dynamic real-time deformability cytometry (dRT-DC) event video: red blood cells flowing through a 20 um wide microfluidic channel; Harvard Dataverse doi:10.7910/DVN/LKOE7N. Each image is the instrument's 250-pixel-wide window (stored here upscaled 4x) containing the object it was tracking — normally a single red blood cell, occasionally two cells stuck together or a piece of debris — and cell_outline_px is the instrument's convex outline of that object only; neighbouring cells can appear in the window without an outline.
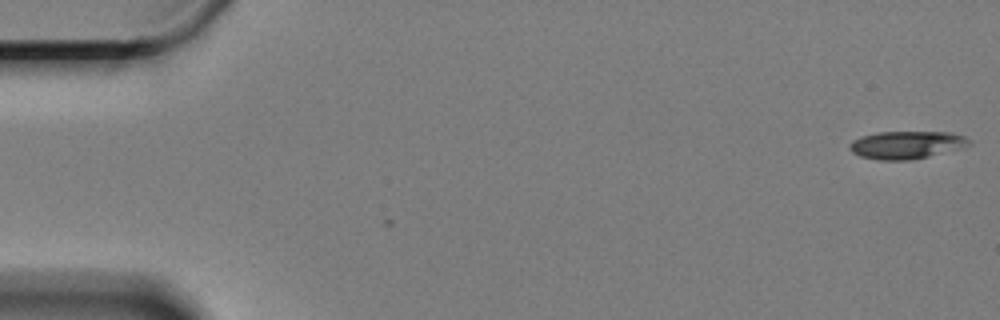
{"species": "Egyptian fruit bat (a non-hibernating species)", "species_latin": "Rousettus aegyptiacus", "temperature_condition": "cold", "stored_images_in_passage": 2, "camera_frame_rate_fps": 3000, "um_per_image_px": 0.085, "animal": {"sex": "female"}, "frame": {"image": 1, "passage_image": 2, "time_ms": 0.333, "image_size_px": [1000, 320], "cell_outline_px": [[972, 144], [964, 148], [912, 160], [880, 160], [860, 156], [852, 152], [848, 148], [848, 144], [852, 140], [860, 136], [876, 132], [948, 132], [964, 136], [972, 140]], "centroid_in_image_um": [77.07, 12.31], "position_along_channel_um": 7.9, "area_um2": 19.65}}